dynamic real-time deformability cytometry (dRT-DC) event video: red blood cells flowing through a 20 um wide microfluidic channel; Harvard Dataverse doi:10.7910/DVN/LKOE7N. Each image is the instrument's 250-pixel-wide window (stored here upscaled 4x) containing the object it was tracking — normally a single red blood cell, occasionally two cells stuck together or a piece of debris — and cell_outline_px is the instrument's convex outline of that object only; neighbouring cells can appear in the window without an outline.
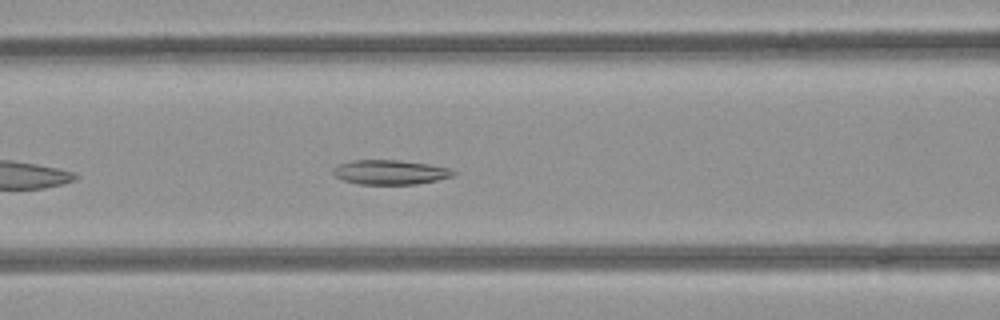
{"species": "common noctule bat (a hibernating species)", "species_latin": "Nyctalus noctula", "temperature_condition": "room temperature", "stored_images_in_passage": 12, "camera_frame_rate_fps": 3000, "um_per_image_px": 0.085, "animal": {"sex": "female", "body_mass_g": 21.9}, "frame": {"image": 1, "passage_image": 9, "time_ms": 2.667, "image_size_px": [1000, 320], "cell_outline_px": [[456, 172], [452, 176], [436, 180], [416, 184], [360, 184], [344, 180], [336, 176], [332, 172], [332, 168], [340, 164], [352, 160], [400, 160], [428, 164], [448, 168]], "centroid_in_image_um": [33.14, 14.63], "position_along_channel_um": 133.5, "area_um2": 16.99}}